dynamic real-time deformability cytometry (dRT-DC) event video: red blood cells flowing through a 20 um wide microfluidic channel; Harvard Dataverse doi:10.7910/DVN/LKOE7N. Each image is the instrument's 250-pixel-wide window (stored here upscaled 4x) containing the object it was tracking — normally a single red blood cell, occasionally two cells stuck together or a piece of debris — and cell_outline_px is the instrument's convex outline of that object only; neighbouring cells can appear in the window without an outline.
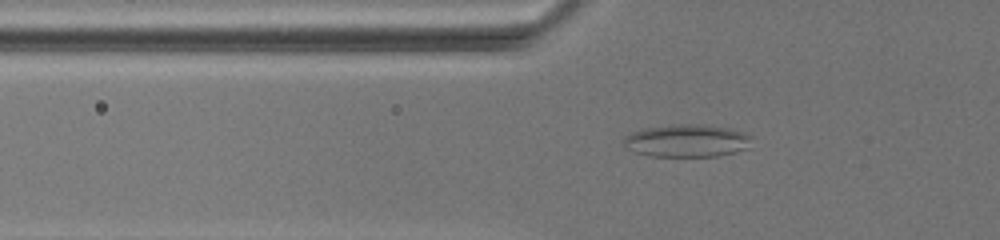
{"species": "common noctule bat (a hibernating species)", "species_latin": "Nyctalus noctula", "temperature_condition": "warm", "stored_images_in_passage": 20, "camera_frame_rate_fps": 3000, "um_per_image_px": 0.085, "animal": {"sex": "female", "body_mass_g": 19.5, "forearm_length_mm": 54.1}, "frame": {"image": 1, "passage_image": 4, "time_ms": 0.667, "image_size_px": [1000, 240], "cell_outline_px": [[752, 136], [748, 148], [736, 152], [716, 156], [648, 156], [636, 152], [624, 144], [624, 136], [632, 132], [644, 128], [680, 124], [704, 124], [728, 128], [744, 132]], "centroid_in_image_um": [58.42, 11.96], "position_along_channel_um": 67.4, "area_um2": 24.28}}
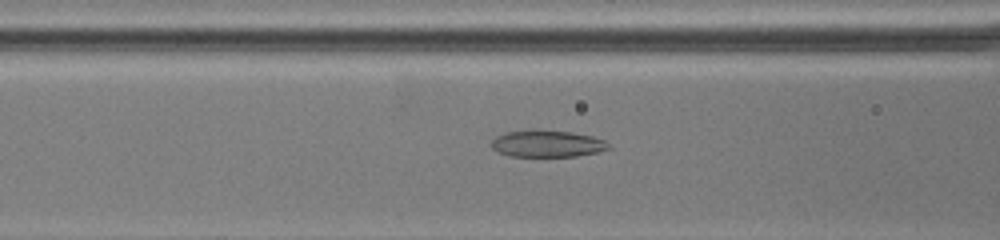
{"frame": {"image": 2, "passage_image": 12, "time_ms": 2.667, "image_size_px": [1000, 240], "cell_outline_px": [[612, 148], [596, 152], [576, 156], [508, 156], [496, 152], [492, 148], [492, 140], [496, 136], [504, 132], [572, 132], [592, 136], [604, 140], [612, 144]], "centroid_in_image_um": [46.55, 12.25], "position_along_channel_um": 120.1, "area_um2": 17.8}}
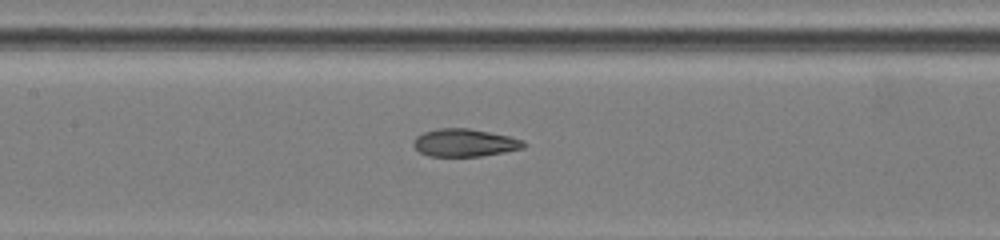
{"frame": {"image": 3, "passage_image": 17, "time_ms": 4.333, "image_size_px": [1000, 240], "cell_outline_px": [[528, 144], [524, 148], [504, 152], [480, 156], [428, 156], [420, 152], [412, 144], [416, 136], [424, 132], [440, 128], [468, 128], [512, 136], [524, 140]], "centroid_in_image_um": [39.54, 12.13], "position_along_channel_um": 167.9, "area_um2": 17.92}}